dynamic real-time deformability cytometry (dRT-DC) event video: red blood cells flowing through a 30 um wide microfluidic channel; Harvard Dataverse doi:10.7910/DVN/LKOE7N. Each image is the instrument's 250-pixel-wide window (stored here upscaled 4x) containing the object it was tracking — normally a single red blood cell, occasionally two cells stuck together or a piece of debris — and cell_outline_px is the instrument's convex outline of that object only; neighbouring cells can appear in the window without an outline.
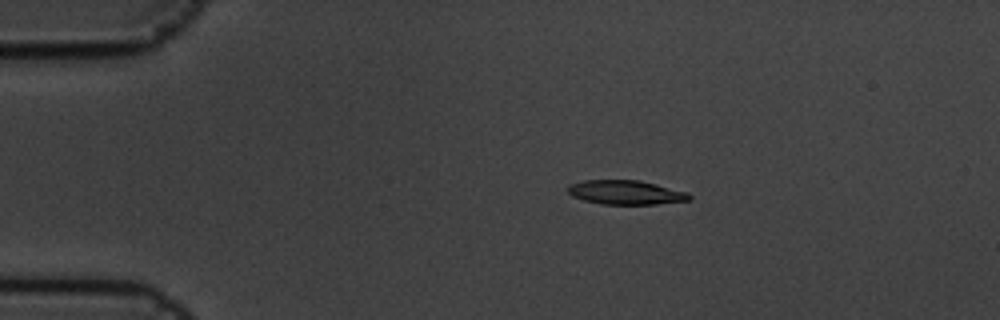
{"species": "common noctule bat (a hibernating species)", "species_latin": "Nyctalus noctula", "temperature_condition": "cold", "stored_images_in_passage": 5, "camera_frame_rate_fps": 3000, "um_per_image_px": 0.085, "animal": {"sex": "male", "body_mass_g": 19.5, "forearm_length_mm": 54.6}, "frame": {"image": 1, "passage_image": 4, "time_ms": 1.0, "image_size_px": [1000, 320], "cell_outline_px": [[692, 200], [656, 204], [600, 204], [584, 200], [572, 196], [568, 192], [568, 184], [584, 180], [640, 180], [688, 192], [692, 196]], "centroid_in_image_um": [53.2, 16.35], "position_along_channel_um": 31.8, "area_um2": 17.22}}